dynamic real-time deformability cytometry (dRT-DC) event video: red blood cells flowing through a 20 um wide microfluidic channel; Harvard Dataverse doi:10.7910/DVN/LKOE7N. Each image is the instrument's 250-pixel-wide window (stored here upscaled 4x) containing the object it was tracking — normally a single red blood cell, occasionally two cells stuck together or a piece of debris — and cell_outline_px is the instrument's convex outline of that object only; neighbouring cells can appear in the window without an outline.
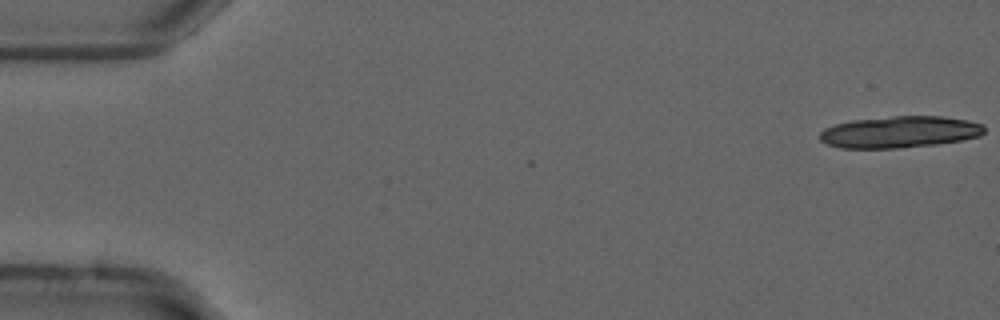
{"species": "common noctule bat (a hibernating species)", "species_latin": "Nyctalus noctula", "temperature_condition": "cold", "stored_images_in_passage": 13, "camera_frame_rate_fps": 3000, "um_per_image_px": 0.085, "animal": {"sex": "male", "forearm_length_mm": 52.5}, "frame": {"image": 1, "passage_image": 1, "time_ms": 0.0, "image_size_px": [1000, 320], "cell_outline_px": [[984, 132], [980, 136], [960, 140], [936, 144], [896, 148], [840, 148], [824, 144], [820, 140], [820, 132], [824, 128], [836, 124], [852, 120], [892, 116], [944, 116], [968, 120], [984, 124]], "centroid_in_image_um": [76.46, 11.21], "position_along_channel_um": 8.5, "area_um2": 30.46}}